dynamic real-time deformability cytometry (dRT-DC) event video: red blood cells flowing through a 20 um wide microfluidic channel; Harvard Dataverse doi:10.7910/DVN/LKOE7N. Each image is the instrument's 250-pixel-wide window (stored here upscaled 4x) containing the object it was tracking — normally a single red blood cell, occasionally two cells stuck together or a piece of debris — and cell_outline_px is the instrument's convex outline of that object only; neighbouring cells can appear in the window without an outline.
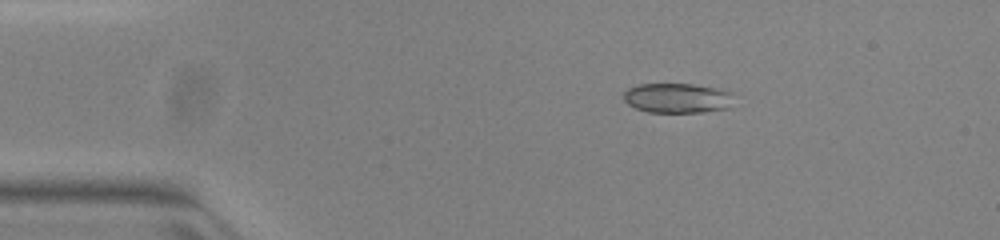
{"species": "common noctule bat (a hibernating species)", "species_latin": "Nyctalus noctula", "temperature_condition": "warm", "stored_images_in_passage": 43, "camera_frame_rate_fps": 3000, "um_per_image_px": 0.085, "animal": {"sex": "female", "body_mass_g": 23.0, "forearm_length_mm": 53.4}, "frame": {"image": 1, "passage_image": 1, "time_ms": 0.0, "image_size_px": [1000, 240], "cell_outline_px": [[732, 108], [704, 112], [648, 112], [636, 108], [628, 104], [624, 100], [624, 92], [628, 88], [640, 84], [692, 84], [716, 88], [732, 92]], "centroid_in_image_um": [57.6, 8.34], "position_along_channel_um": 27.4, "area_um2": 19.25}}
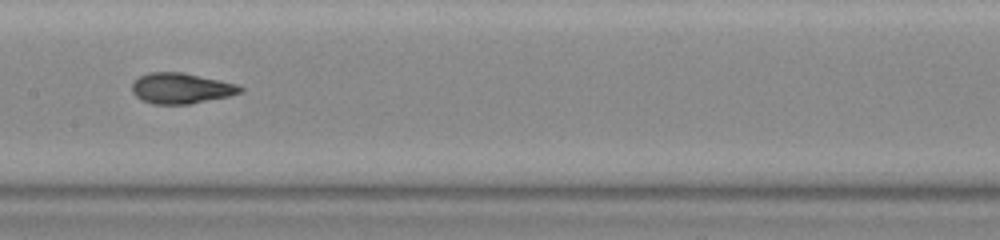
{"frame": {"image": 2, "passage_image": 18, "time_ms": 5.667, "image_size_px": [1000, 240], "cell_outline_px": [[244, 88], [240, 92], [228, 96], [188, 104], [156, 104], [144, 100], [136, 96], [132, 92], [132, 84], [140, 76], [148, 72], [180, 72], [236, 84]], "centroid_in_image_um": [15.36, 7.5], "position_along_channel_um": 192.0, "area_um2": 18.84}}
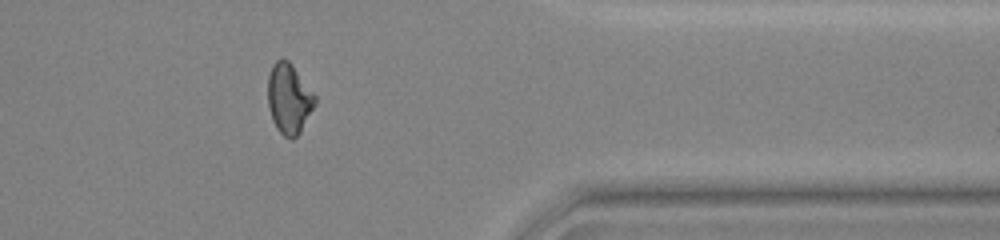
{"frame": {"image": 3, "passage_image": 34, "time_ms": 11.0, "image_size_px": [1000, 240], "cell_outline_px": [[316, 104], [300, 132], [292, 140], [284, 136], [276, 128], [272, 120], [268, 108], [268, 76], [272, 64], [276, 60], [288, 60], [292, 64], [316, 96]], "centroid_in_image_um": [24.56, 8.4], "position_along_channel_um": 386.8, "area_um2": 19.31}, "authors_computed_cell_mechanics": {"area_um2": 19.1318, "velocity_mm_per_s": 3.9886, "shape_relaxation_time_tau1_ms": 9.3096, "shape_relaxation_time_tau2_ms": 1.3519, "deformation_change_tau1": 0.2431, "deformation_change_tau2": 0.0535}}